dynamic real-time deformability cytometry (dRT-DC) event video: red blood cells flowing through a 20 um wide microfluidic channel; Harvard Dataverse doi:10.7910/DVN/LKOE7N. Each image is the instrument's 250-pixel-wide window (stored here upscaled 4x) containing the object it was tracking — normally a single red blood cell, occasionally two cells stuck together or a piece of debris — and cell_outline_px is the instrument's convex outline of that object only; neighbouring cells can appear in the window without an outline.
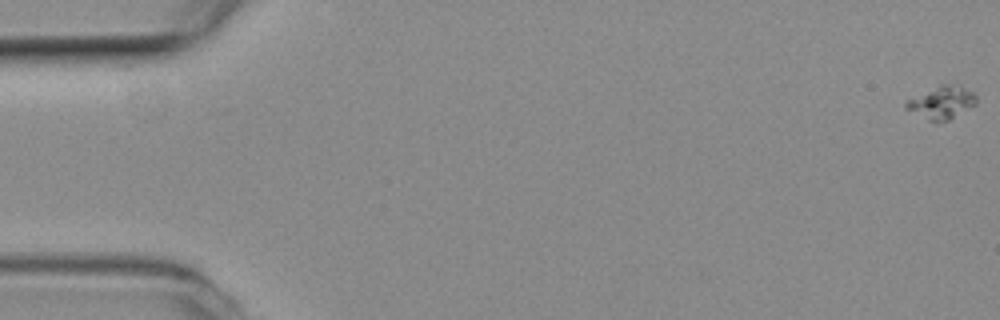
{"species": "common noctule bat (a hibernating species)", "species_latin": "Nyctalus noctula", "temperature_condition": "room temperature", "stored_images_in_passage": 5, "camera_frame_rate_fps": 3000, "um_per_image_px": 0.085, "animal": {"sex": "female", "body_mass_g": 19.3, "forearm_length_mm": 54.1}, "frame": {"image": 1, "passage_image": 1, "time_ms": 0.0, "image_size_px": [1000, 320], "cell_outline_px": [[976, 104], [948, 120], [928, 120], [904, 108], [904, 104], [908, 100], [940, 84], [960, 84], [972, 92], [976, 96]], "centroid_in_image_um": [80.05, 8.68], "position_along_channel_um": 4.9, "area_um2": 13.06}}
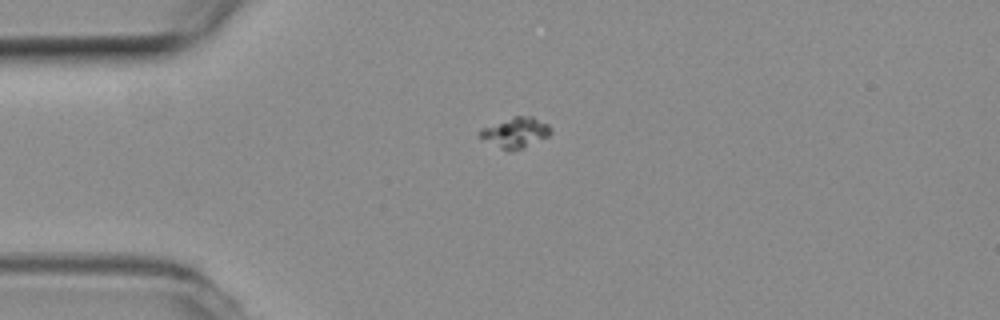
{"frame": {"image": 2, "passage_image": 4, "time_ms": 1.0, "image_size_px": [1000, 320], "cell_outline_px": [[552, 132], [548, 136], [524, 148], [512, 152], [500, 148], [476, 136], [480, 128], [512, 116], [532, 116], [548, 124], [552, 128]], "centroid_in_image_um": [43.78, 11.27], "position_along_channel_um": 41.2, "area_um2": 12.83}}